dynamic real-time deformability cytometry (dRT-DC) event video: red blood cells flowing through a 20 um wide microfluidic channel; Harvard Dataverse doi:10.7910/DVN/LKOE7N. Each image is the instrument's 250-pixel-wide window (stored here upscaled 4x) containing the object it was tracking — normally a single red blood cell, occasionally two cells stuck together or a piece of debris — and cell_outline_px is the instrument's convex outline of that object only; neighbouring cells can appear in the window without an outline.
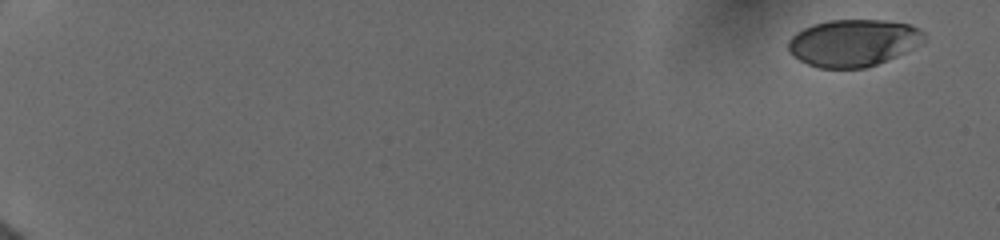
{"species": "human", "species_latin": "Homo sapiens", "temperature_condition": "cold", "stored_images_in_passage": 48, "camera_frame_rate_fps": 3000, "um_per_image_px": 0.085, "donor": {"sex": "female"}, "frame": {"image": 1, "passage_image": 1, "time_ms": 0.0, "image_size_px": [1000, 240], "cell_outline_px": [[928, 40], [896, 56], [876, 64], [864, 68], [820, 68], [808, 64], [800, 60], [788, 48], [788, 40], [796, 32], [812, 24], [828, 20], [884, 20], [908, 24], [920, 28], [928, 36]], "centroid_in_image_um": [72.57, 3.62], "position_along_channel_um": 12.4, "area_um2": 37.22}}
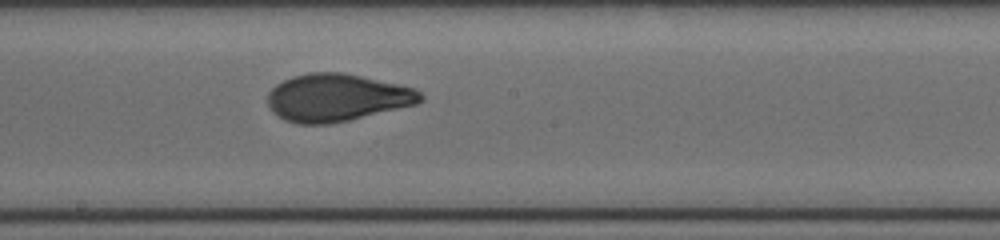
{"frame": {"image": 2, "passage_image": 27, "time_ms": 10.333, "image_size_px": [1000, 240], "cell_outline_px": [[424, 100], [416, 104], [348, 120], [328, 124], [296, 124], [284, 120], [276, 116], [272, 112], [268, 104], [268, 92], [276, 84], [292, 76], [308, 72], [344, 72], [416, 88], [424, 96]], "centroid_in_image_um": [28.61, 8.29], "position_along_channel_um": 219.6, "area_um2": 42.48}}
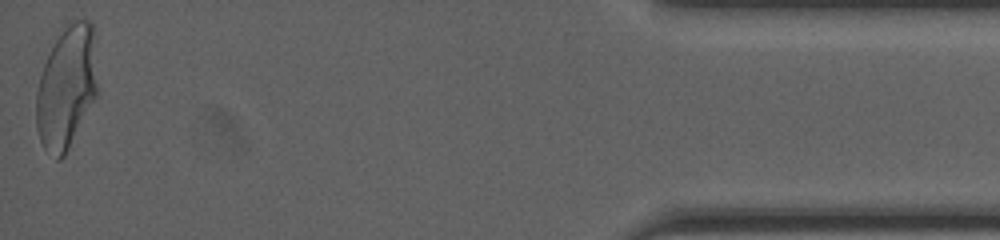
{"frame": {"image": 3, "passage_image": 48, "time_ms": 17.333, "image_size_px": [1000, 240], "cell_outline_px": [[96, 96], [64, 156], [60, 160], [56, 160], [44, 148], [40, 140], [36, 128], [36, 92], [40, 76], [44, 64], [56, 40], [68, 20], [92, 20], [96, 84]], "centroid_in_image_um": [5.62, 7.44], "position_along_channel_um": 429.6, "area_um2": 43.18}, "authors_computed_cell_mechanics": {"area_um2": 41.5293, "velocity_mm_per_s": 3.9553, "shape_relaxation_time_tau1_ms": 5.3639, "shape_relaxation_time_tau2_ms": 0.7227, "deformation_change_tau1": 0.1965, "deformation_change_tau2": 0.0533}}